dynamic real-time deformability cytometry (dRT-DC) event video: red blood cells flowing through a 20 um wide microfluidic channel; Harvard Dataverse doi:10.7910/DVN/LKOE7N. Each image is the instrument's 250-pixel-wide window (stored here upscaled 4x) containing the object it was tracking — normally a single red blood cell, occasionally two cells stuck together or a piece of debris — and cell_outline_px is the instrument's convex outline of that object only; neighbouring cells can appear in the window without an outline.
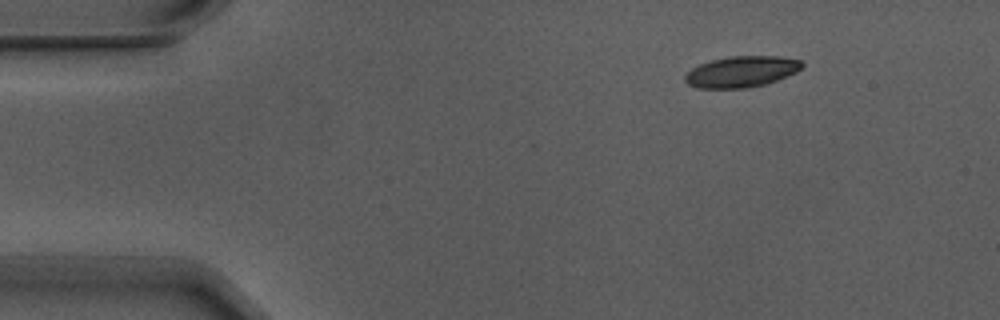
{"species": "Egyptian fruit bat (a non-hibernating species)", "species_latin": "Rousettus aegyptiacus", "temperature_condition": "warm", "stored_images_in_passage": 3, "camera_frame_rate_fps": 3000, "um_per_image_px": 0.085, "animal": {"sex": "male"}, "frame": {"image": 1, "passage_image": 1, "time_ms": 0.0, "image_size_px": [1000, 320], "cell_outline_px": [[804, 64], [796, 72], [776, 80], [764, 84], [748, 88], [696, 88], [688, 84], [684, 80], [684, 76], [692, 68], [700, 64], [712, 60], [728, 56], [780, 56], [800, 60]], "centroid_in_image_um": [63.0, 6.09], "position_along_channel_um": 22.0, "area_um2": 21.1}}